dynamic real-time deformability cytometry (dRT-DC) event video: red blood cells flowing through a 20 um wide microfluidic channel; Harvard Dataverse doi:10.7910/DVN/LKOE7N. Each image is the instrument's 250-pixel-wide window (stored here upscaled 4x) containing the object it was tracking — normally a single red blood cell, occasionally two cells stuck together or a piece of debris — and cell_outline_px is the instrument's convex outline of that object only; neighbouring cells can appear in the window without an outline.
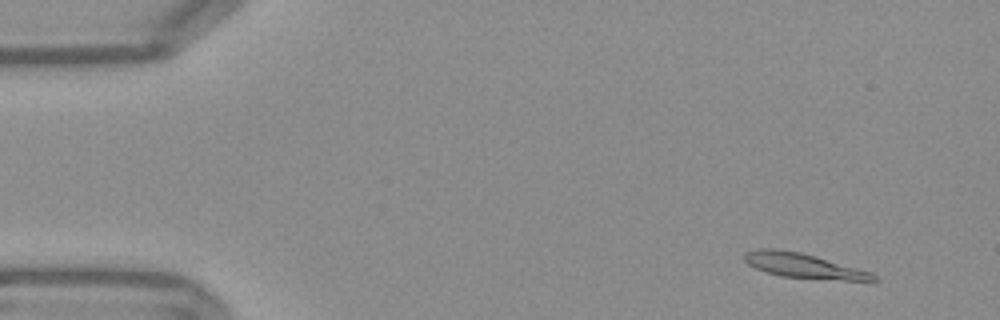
{"species": "Egyptian fruit bat (a non-hibernating species)", "species_latin": "Rousettus aegyptiacus", "temperature_condition": "warm", "stored_images_in_passage": 53, "camera_frame_rate_fps": 3000, "um_per_image_px": 0.085, "frame": {"image": 1, "passage_image": 4, "time_ms": 1.0, "image_size_px": [1000, 320], "cell_outline_px": [[880, 280], [844, 280], [780, 276], [756, 268], [748, 264], [744, 260], [744, 252], [760, 248], [776, 248], [800, 252], [816, 256], [872, 272]], "centroid_in_image_um": [68.28, 22.57], "position_along_channel_um": 16.7, "area_um2": 18.44}}
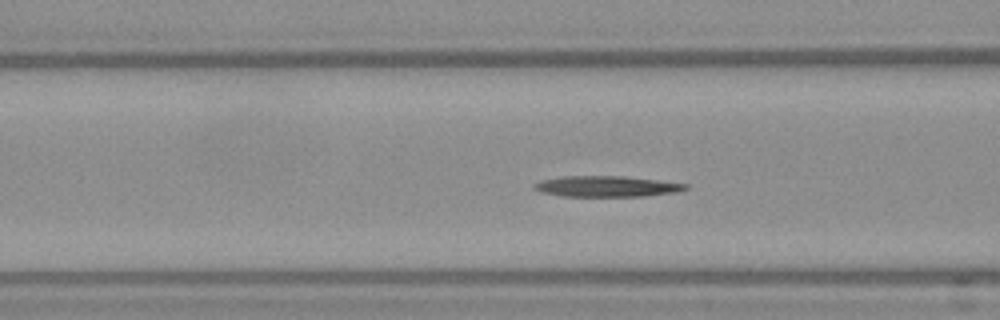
{"frame": {"image": 2, "passage_image": 20, "time_ms": 6.333, "image_size_px": [1000, 320], "cell_outline_px": [[688, 188], [676, 192], [644, 196], [564, 196], [540, 192], [532, 188], [532, 184], [544, 180], [564, 176], [624, 176], [688, 184]], "centroid_in_image_um": [51.54, 15.84], "position_along_channel_um": 115.1, "area_um2": 18.21}}
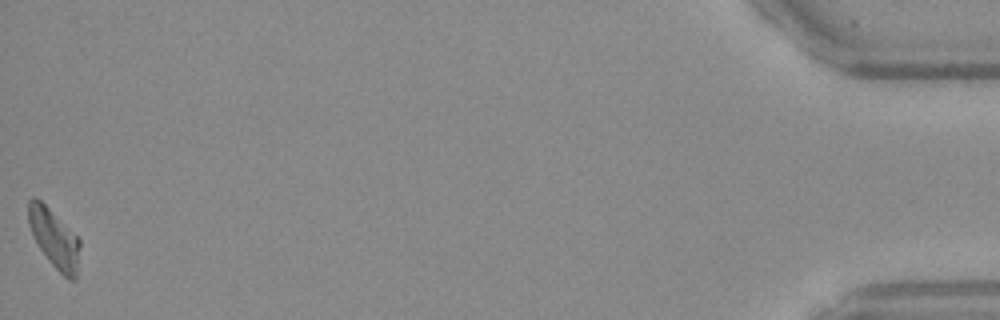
{"frame": {"image": 3, "passage_image": 53, "time_ms": 17.333, "image_size_px": [1000, 320], "cell_outline_px": [[80, 244], [76, 280], [68, 280], [48, 260], [40, 248], [28, 224], [28, 200], [32, 196], [36, 196], [80, 240]], "centroid_in_image_um": [4.6, 20.28], "position_along_channel_um": 430.6, "area_um2": 17.22}}